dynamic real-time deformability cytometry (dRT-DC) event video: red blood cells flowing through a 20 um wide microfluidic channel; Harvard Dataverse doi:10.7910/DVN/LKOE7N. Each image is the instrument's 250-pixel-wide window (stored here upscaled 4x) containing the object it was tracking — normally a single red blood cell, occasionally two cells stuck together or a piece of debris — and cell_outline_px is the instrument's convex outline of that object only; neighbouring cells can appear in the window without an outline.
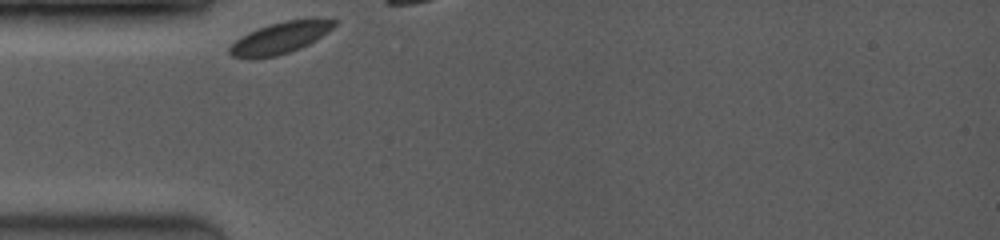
{"species": "common noctule bat (a hibernating species)", "species_latin": "Nyctalus noctula", "temperature_condition": "room temperature", "stored_images_in_passage": 6, "camera_frame_rate_fps": 3500, "um_per_image_px": 0.085, "animal": {"sex": "female", "body_mass_g": 19.0, "forearm_length_mm": 53.3}, "frame": {"image": 1, "passage_image": 1, "time_ms": 0.0, "image_size_px": [1000, 240], "cell_outline_px": [[336, 24], [328, 32], [316, 40], [300, 48], [276, 56], [252, 60], [248, 60], [232, 56], [228, 52], [228, 48], [240, 36], [248, 32], [268, 24], [284, 20], [336, 20]], "centroid_in_image_um": [23.71, 3.26], "position_along_channel_um": 61.3, "area_um2": 19.19}}